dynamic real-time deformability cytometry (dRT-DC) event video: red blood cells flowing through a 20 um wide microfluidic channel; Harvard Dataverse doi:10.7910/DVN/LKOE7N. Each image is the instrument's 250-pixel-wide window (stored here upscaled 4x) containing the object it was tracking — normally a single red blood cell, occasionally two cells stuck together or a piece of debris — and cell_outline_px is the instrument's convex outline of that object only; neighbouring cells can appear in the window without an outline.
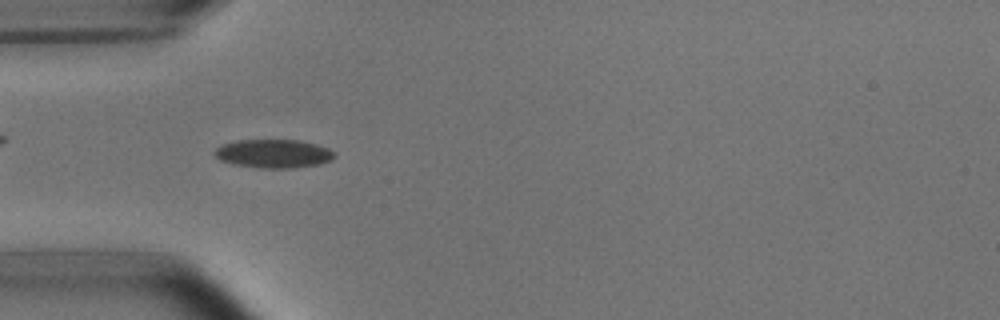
{"species": "common noctule bat (a hibernating species)", "species_latin": "Nyctalus noctula", "temperature_condition": "room temperature", "stored_images_in_passage": 13, "camera_frame_rate_fps": 3000, "um_per_image_px": 0.085, "animal": {"sex": "male", "body_mass_g": 15.6}, "frame": {"image": 1, "passage_image": 10, "time_ms": 3.0, "image_size_px": [1000, 320], "cell_outline_px": [[336, 156], [332, 160], [320, 164], [292, 168], [260, 168], [236, 164], [220, 160], [212, 152], [216, 148], [224, 144], [236, 140], [296, 140], [328, 148]], "centroid_in_image_um": [23.24, 13.06], "position_along_channel_um": 61.8, "area_um2": 19.71}}